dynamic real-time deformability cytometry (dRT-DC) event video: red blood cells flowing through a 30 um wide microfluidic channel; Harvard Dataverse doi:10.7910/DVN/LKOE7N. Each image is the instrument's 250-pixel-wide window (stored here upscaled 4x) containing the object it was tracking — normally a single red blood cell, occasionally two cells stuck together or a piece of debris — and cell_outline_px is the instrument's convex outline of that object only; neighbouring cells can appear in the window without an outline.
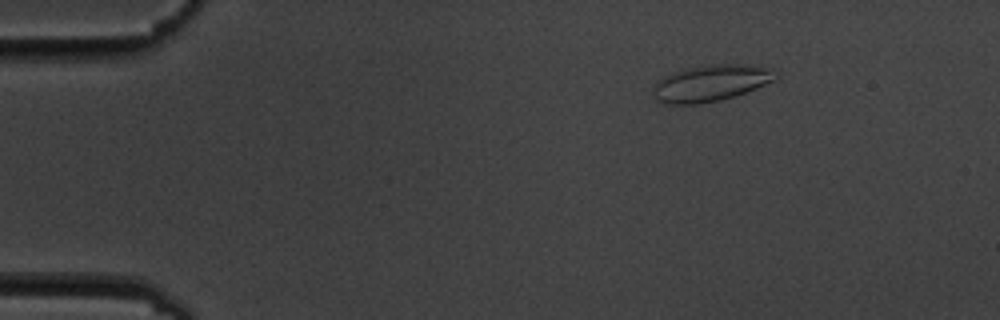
{"species": "common noctule bat (a hibernating species)", "species_latin": "Nyctalus noctula", "temperature_condition": "cold", "stored_images_in_passage": 6, "camera_frame_rate_fps": 3000, "um_per_image_px": 0.085, "animal": {"sex": "male", "body_mass_g": 19.5, "forearm_length_mm": 54.6}, "frame": {"image": 1, "passage_image": 3, "time_ms": 2.333, "image_size_px": [1000, 320], "cell_outline_px": [[780, 76], [776, 80], [756, 88], [720, 100], [700, 104], [664, 104], [656, 100], [656, 80], [664, 76], [684, 68], [712, 64], [736, 64], [772, 68]], "centroid_in_image_um": [60.44, 7.06], "position_along_channel_um": 24.6, "area_um2": 25.84}}
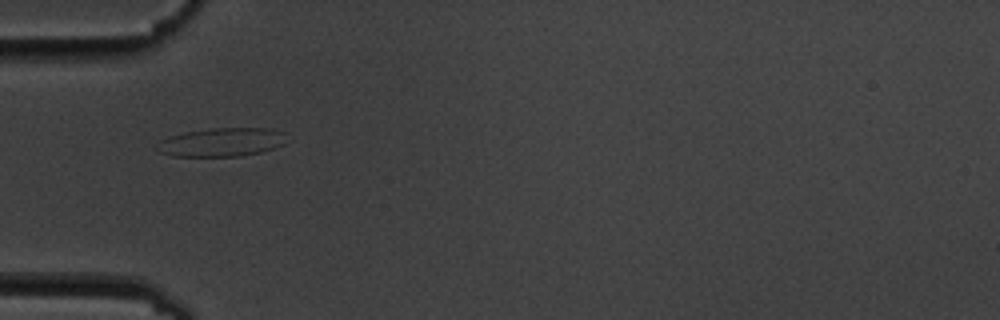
{"frame": {"image": 2, "passage_image": 5, "time_ms": 5.667, "image_size_px": [1000, 320], "cell_outline_px": [[284, 144], [260, 152], [240, 156], [172, 156], [160, 152], [156, 148], [156, 144], [160, 140], [168, 136], [184, 132], [212, 128], [272, 128], [284, 132]], "centroid_in_image_um": [18.8, 12.08], "position_along_channel_um": 66.2, "area_um2": 21.62}}
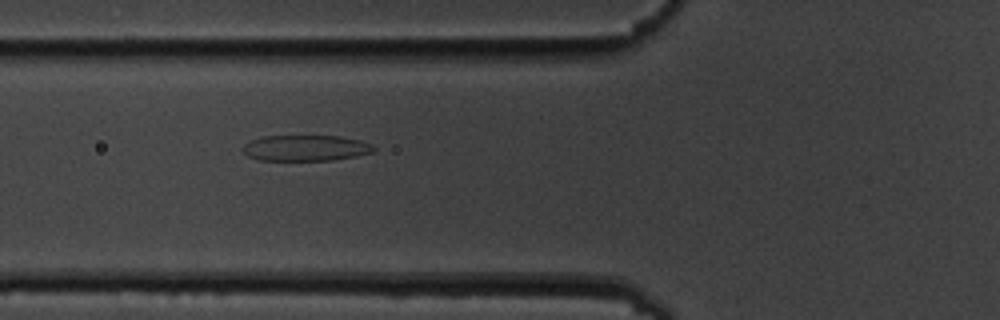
{"frame": {"image": 3, "passage_image": 6, "time_ms": 6.667, "image_size_px": [1000, 320], "cell_outline_px": [[376, 148], [372, 152], [356, 156], [332, 160], [260, 160], [248, 156], [240, 148], [248, 140], [264, 136], [340, 136], [360, 140]], "centroid_in_image_um": [25.92, 12.58], "position_along_channel_um": 99.9, "area_um2": 19.71}}